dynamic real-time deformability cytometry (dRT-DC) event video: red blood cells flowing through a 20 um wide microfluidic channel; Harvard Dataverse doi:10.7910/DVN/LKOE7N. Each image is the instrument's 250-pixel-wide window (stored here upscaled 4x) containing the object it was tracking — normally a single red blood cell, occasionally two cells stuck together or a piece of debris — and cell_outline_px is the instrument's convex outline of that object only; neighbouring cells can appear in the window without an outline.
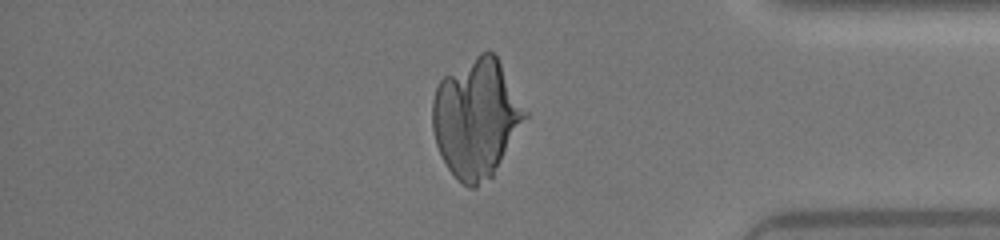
{"species": "human", "species_latin": "Homo sapiens", "temperature_condition": "warm", "stored_images_in_passage": 30, "camera_frame_rate_fps": 3000, "um_per_image_px": 0.085, "donor": {"sex": "female"}, "frame": {"image": 1, "passage_image": 24, "time_ms": 7.667, "image_size_px": [1000, 240], "cell_outline_px": [[528, 116], [492, 176], [476, 188], [468, 188], [448, 168], [436, 144], [432, 128], [432, 100], [436, 88], [440, 80], [444, 76], [480, 52], [492, 52], [496, 56], [528, 112]], "centroid_in_image_um": [40.48, 10.04], "position_along_channel_um": 394.7, "area_um2": 63.52}}